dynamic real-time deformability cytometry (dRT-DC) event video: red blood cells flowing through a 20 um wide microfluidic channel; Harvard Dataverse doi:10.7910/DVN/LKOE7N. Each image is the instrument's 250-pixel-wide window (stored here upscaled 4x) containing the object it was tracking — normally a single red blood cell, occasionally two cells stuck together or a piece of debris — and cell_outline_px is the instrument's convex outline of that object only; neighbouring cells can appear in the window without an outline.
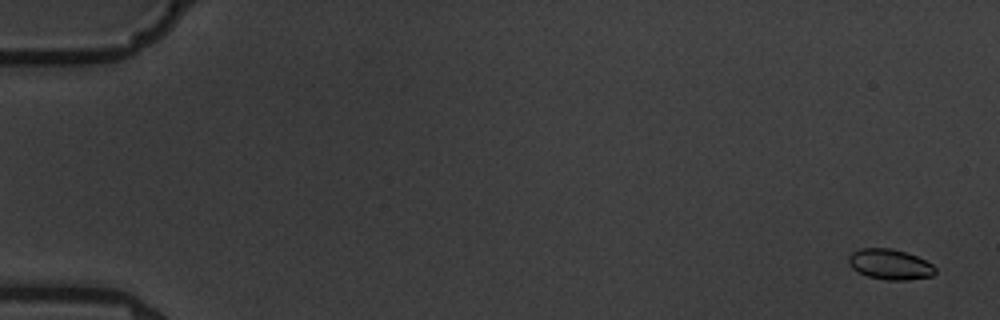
{"species": "common noctule bat (a hibernating species)", "species_latin": "Nyctalus noctula", "temperature_condition": "warm", "stored_images_in_passage": 5, "camera_frame_rate_fps": 3000, "um_per_image_px": 0.085, "animal": {"sex": "male", "body_mass_g": 19.5, "forearm_length_mm": 54.6}, "frame": {"image": 1, "passage_image": 1, "time_ms": 0.0, "image_size_px": [1000, 320], "cell_outline_px": [[936, 272], [932, 276], [908, 280], [884, 280], [868, 276], [856, 272], [848, 264], [848, 256], [852, 252], [860, 248], [892, 248], [916, 256], [932, 264], [936, 268]], "centroid_in_image_um": [75.62, 22.47], "position_along_channel_um": 9.4, "area_um2": 15.49}}
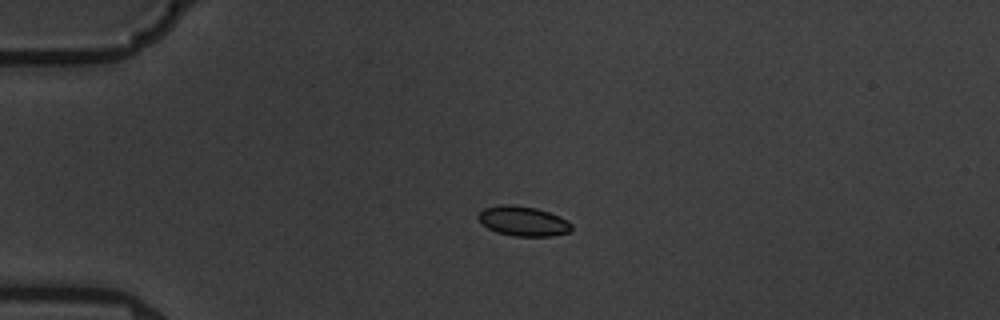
{"frame": {"image": 2, "passage_image": 4, "time_ms": 4.333, "image_size_px": [1000, 320], "cell_outline_px": [[572, 232], [552, 236], [516, 236], [496, 232], [488, 228], [476, 216], [484, 208], [500, 204], [512, 204], [536, 208], [548, 212], [572, 224]], "centroid_in_image_um": [44.45, 18.8], "position_along_channel_um": 40.5, "area_um2": 16.07}}